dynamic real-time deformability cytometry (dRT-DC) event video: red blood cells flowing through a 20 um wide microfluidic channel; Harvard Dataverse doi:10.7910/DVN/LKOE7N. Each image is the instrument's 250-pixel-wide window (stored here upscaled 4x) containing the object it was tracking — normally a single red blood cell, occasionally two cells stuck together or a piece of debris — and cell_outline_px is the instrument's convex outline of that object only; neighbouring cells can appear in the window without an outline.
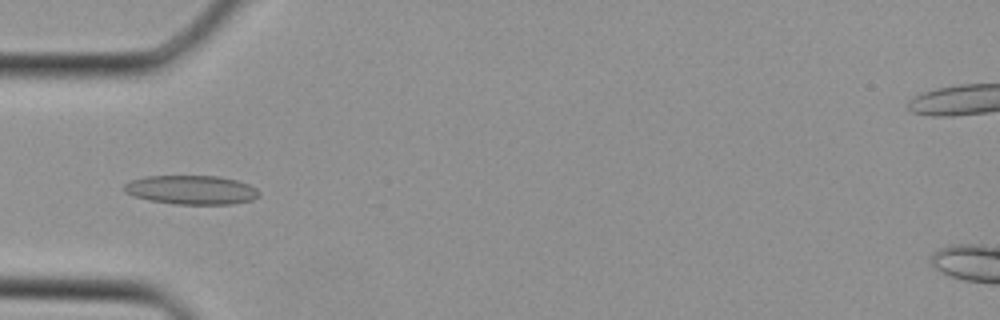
{"species": "Egyptian fruit bat (a non-hibernating species)", "species_latin": "Rousettus aegyptiacus", "temperature_condition": "cold", "stored_images_in_passage": 27, "camera_frame_rate_fps": 3000, "um_per_image_px": 0.085, "animal": {"sex": "female"}, "frame": {"image": 1, "passage_image": 3, "time_ms": 0.667, "image_size_px": [1000, 320], "cell_outline_px": [[260, 196], [252, 200], [232, 204], [172, 204], [148, 200], [132, 196], [124, 192], [124, 184], [128, 180], [144, 176], [220, 176], [236, 180], [248, 184], [256, 188], [260, 192]], "centroid_in_image_um": [16.23, 16.14], "position_along_channel_um": 68.8, "area_um2": 23.12}}
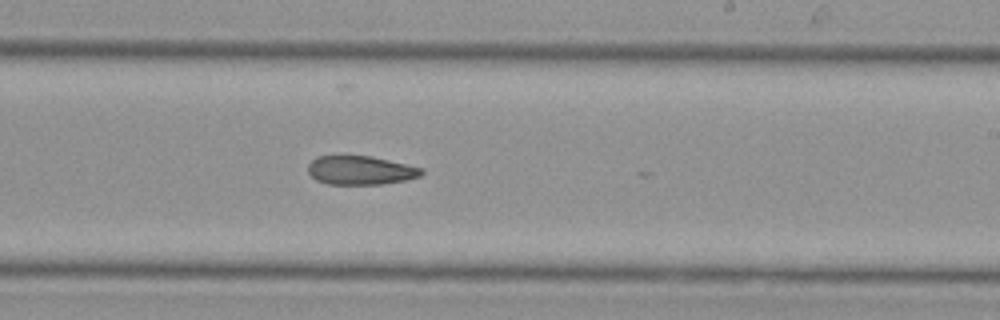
{"frame": {"image": 2, "passage_image": 13, "time_ms": 4.0, "image_size_px": [1000, 320], "cell_outline_px": [[424, 172], [420, 176], [404, 180], [384, 184], [328, 184], [316, 180], [308, 172], [308, 164], [316, 156], [372, 156], [424, 168]], "centroid_in_image_um": [30.65, 14.47], "position_along_channel_um": 258.4, "area_um2": 19.07}}
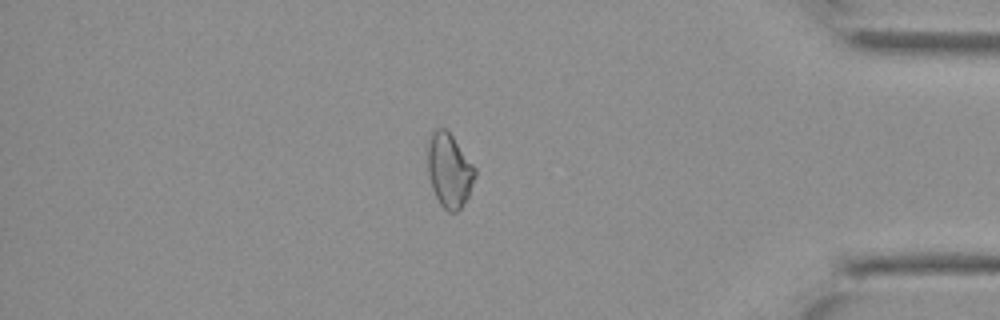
{"frame": {"image": 3, "passage_image": 22, "time_ms": 7.0, "image_size_px": [1000, 320], "cell_outline_px": [[476, 176], [468, 196], [460, 208], [456, 212], [448, 212], [440, 204], [432, 188], [428, 172], [428, 144], [432, 132], [436, 128], [444, 128], [452, 136], [476, 168]], "centroid_in_image_um": [38.19, 14.49], "position_along_channel_um": 397.0, "area_um2": 20.17}}